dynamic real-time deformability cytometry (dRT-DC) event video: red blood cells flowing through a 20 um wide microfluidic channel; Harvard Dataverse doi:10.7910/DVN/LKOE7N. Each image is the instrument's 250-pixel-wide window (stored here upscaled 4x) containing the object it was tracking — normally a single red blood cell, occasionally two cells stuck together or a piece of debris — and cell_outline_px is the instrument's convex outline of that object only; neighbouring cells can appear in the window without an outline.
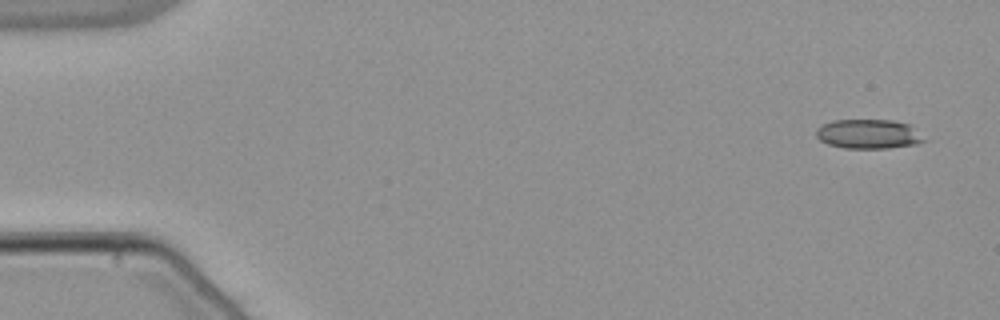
{"species": "common noctule bat (a hibernating species)", "species_latin": "Nyctalus noctula", "temperature_condition": "warm", "stored_images_in_passage": 13, "camera_frame_rate_fps": 3000, "um_per_image_px": 0.085, "animal": {"sex": "male", "body_mass_g": 21.5, "forearm_length_mm": 52.0}, "frame": {"image": 1, "passage_image": 1, "time_ms": 0.0, "image_size_px": [1000, 320], "cell_outline_px": [[928, 140], [916, 144], [888, 148], [844, 148], [828, 144], [820, 140], [816, 136], [816, 128], [820, 124], [832, 120], [892, 120], [912, 124]], "centroid_in_image_um": [73.85, 11.38], "position_along_channel_um": 11.2, "area_um2": 18.84}}